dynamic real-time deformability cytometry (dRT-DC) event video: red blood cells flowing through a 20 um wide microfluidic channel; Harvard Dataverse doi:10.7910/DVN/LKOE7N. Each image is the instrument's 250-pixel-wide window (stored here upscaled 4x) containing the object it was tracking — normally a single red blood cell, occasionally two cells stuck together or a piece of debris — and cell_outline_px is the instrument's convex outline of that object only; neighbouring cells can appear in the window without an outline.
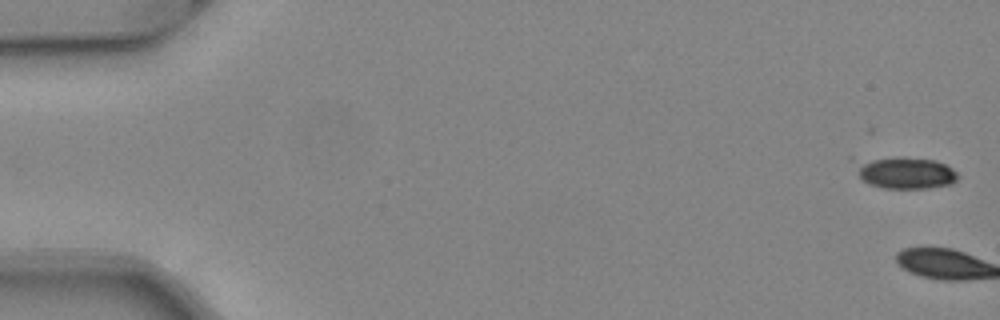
{"species": "common noctule bat (a hibernating species)", "species_latin": "Nyctalus noctula", "temperature_condition": "warm", "stored_images_in_passage": 2, "camera_frame_rate_fps": 3000, "um_per_image_px": 0.085, "animal": {"sex": "female", "body_mass_g": 24.6, "forearm_length_mm": 56.2}, "frame": {"image": 1, "passage_image": 1, "time_ms": 0.0, "image_size_px": [1000, 320], "cell_outline_px": [[960, 176], [952, 184], [928, 188], [884, 188], [872, 184], [864, 180], [860, 176], [848, 156], [904, 156], [936, 160], [952, 168]], "centroid_in_image_um": [76.81, 14.6], "position_along_channel_um": 8.2, "area_um2": 20.06}}